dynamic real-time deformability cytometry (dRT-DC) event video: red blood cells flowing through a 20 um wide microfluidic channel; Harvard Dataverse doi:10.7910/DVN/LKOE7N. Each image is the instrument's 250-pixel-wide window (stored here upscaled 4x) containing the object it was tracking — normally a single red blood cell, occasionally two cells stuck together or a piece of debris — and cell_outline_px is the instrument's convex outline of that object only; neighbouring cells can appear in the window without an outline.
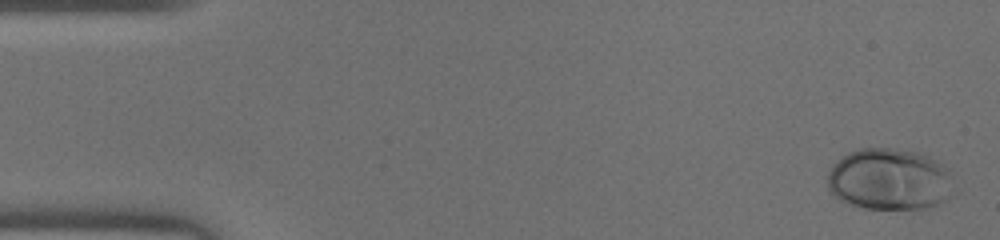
{"species": "human", "species_latin": "Homo sapiens", "temperature_condition": "warm", "stored_images_in_passage": 46, "camera_frame_rate_fps": 3000, "um_per_image_px": 0.085, "donor": {"sex": "male"}, "frame": {"image": 1, "passage_image": 1, "time_ms": 0.0, "image_size_px": [1000, 240], "cell_outline_px": [[960, 192], [928, 208], [864, 208], [840, 200], [828, 188], [828, 172], [832, 164], [840, 156], [848, 152], [860, 148], [892, 148], [920, 152], [944, 164], [952, 172]], "centroid_in_image_um": [75.7, 15.22], "position_along_channel_um": 9.3, "area_um2": 46.41}}
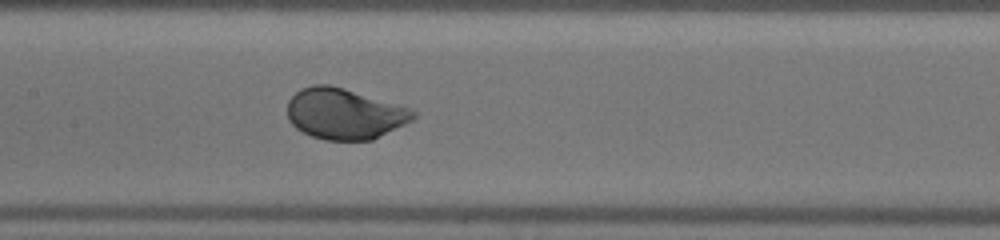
{"frame": {"image": 2, "passage_image": 22, "time_ms": 7.0, "image_size_px": [1000, 240], "cell_outline_px": [[416, 116], [412, 120], [372, 140], [324, 140], [312, 136], [296, 128], [288, 120], [288, 100], [300, 88], [312, 84], [328, 84], [344, 88], [408, 108], [416, 112]], "centroid_in_image_um": [29.23, 9.67], "position_along_channel_um": 178.2, "area_um2": 36.99}}
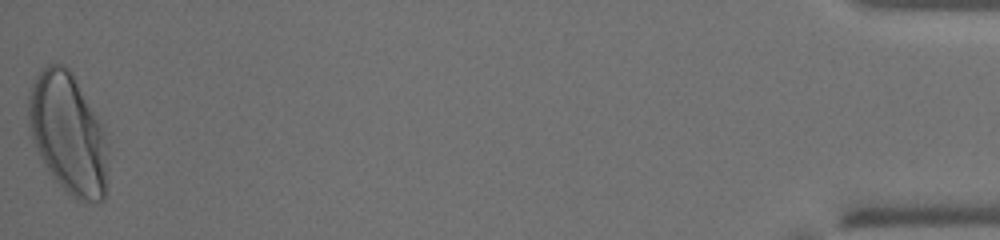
{"frame": {"image": 3, "passage_image": 46, "time_ms": 15.0, "image_size_px": [1000, 240], "cell_outline_px": [[104, 200], [84, 204], [72, 196], [52, 176], [40, 156], [36, 148], [28, 124], [28, 96], [36, 76], [48, 64], [64, 64], [72, 72], [104, 128]], "centroid_in_image_um": [5.74, 11.32], "position_along_channel_um": 429.5, "area_um2": 54.56}}